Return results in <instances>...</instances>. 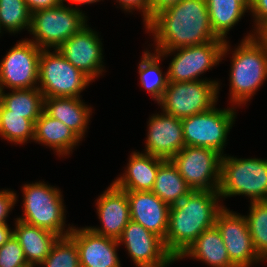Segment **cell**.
Instances as JSON below:
<instances>
[{"label":"cell","instance_id":"44dd1931","mask_svg":"<svg viewBox=\"0 0 267 267\" xmlns=\"http://www.w3.org/2000/svg\"><path fill=\"white\" fill-rule=\"evenodd\" d=\"M44 111L71 129L81 140L86 135L92 108L75 97L44 98Z\"/></svg>","mask_w":267,"mask_h":267},{"label":"cell","instance_id":"e575fe53","mask_svg":"<svg viewBox=\"0 0 267 267\" xmlns=\"http://www.w3.org/2000/svg\"><path fill=\"white\" fill-rule=\"evenodd\" d=\"M120 7L126 11L131 12L133 10L141 11L143 16V23L145 27L149 24V4L150 0H116Z\"/></svg>","mask_w":267,"mask_h":267},{"label":"cell","instance_id":"f1b7e54d","mask_svg":"<svg viewBox=\"0 0 267 267\" xmlns=\"http://www.w3.org/2000/svg\"><path fill=\"white\" fill-rule=\"evenodd\" d=\"M35 124L23 115L8 114V110L0 103V137L23 144L34 139Z\"/></svg>","mask_w":267,"mask_h":267},{"label":"cell","instance_id":"8fae6325","mask_svg":"<svg viewBox=\"0 0 267 267\" xmlns=\"http://www.w3.org/2000/svg\"><path fill=\"white\" fill-rule=\"evenodd\" d=\"M221 157L211 148L185 146L170 160L192 190L218 191Z\"/></svg>","mask_w":267,"mask_h":267},{"label":"cell","instance_id":"8992f818","mask_svg":"<svg viewBox=\"0 0 267 267\" xmlns=\"http://www.w3.org/2000/svg\"><path fill=\"white\" fill-rule=\"evenodd\" d=\"M73 6H66L63 2L55 8L34 12L29 31L34 36L29 40L41 50L58 49L72 35L87 25L85 13Z\"/></svg>","mask_w":267,"mask_h":267},{"label":"cell","instance_id":"8d00e7d4","mask_svg":"<svg viewBox=\"0 0 267 267\" xmlns=\"http://www.w3.org/2000/svg\"><path fill=\"white\" fill-rule=\"evenodd\" d=\"M182 0H150L149 23L160 13L172 8Z\"/></svg>","mask_w":267,"mask_h":267},{"label":"cell","instance_id":"277c9868","mask_svg":"<svg viewBox=\"0 0 267 267\" xmlns=\"http://www.w3.org/2000/svg\"><path fill=\"white\" fill-rule=\"evenodd\" d=\"M222 198L247 196L250 202L267 201V159L221 157L220 185Z\"/></svg>","mask_w":267,"mask_h":267},{"label":"cell","instance_id":"d6a6232c","mask_svg":"<svg viewBox=\"0 0 267 267\" xmlns=\"http://www.w3.org/2000/svg\"><path fill=\"white\" fill-rule=\"evenodd\" d=\"M22 247L13 235L0 247V267H28Z\"/></svg>","mask_w":267,"mask_h":267},{"label":"cell","instance_id":"ab89813d","mask_svg":"<svg viewBox=\"0 0 267 267\" xmlns=\"http://www.w3.org/2000/svg\"><path fill=\"white\" fill-rule=\"evenodd\" d=\"M14 235V230L8 224H0V247Z\"/></svg>","mask_w":267,"mask_h":267},{"label":"cell","instance_id":"e0dca14e","mask_svg":"<svg viewBox=\"0 0 267 267\" xmlns=\"http://www.w3.org/2000/svg\"><path fill=\"white\" fill-rule=\"evenodd\" d=\"M68 236L76 243L81 267H122L118 240L96 234L88 226H73Z\"/></svg>","mask_w":267,"mask_h":267},{"label":"cell","instance_id":"5b68a950","mask_svg":"<svg viewBox=\"0 0 267 267\" xmlns=\"http://www.w3.org/2000/svg\"><path fill=\"white\" fill-rule=\"evenodd\" d=\"M22 192L24 216L16 219L49 230L60 237L69 235L73 226L64 229L66 208L59 188L38 181L25 183Z\"/></svg>","mask_w":267,"mask_h":267},{"label":"cell","instance_id":"603a6c76","mask_svg":"<svg viewBox=\"0 0 267 267\" xmlns=\"http://www.w3.org/2000/svg\"><path fill=\"white\" fill-rule=\"evenodd\" d=\"M33 141L52 148L60 157L71 155L72 149L82 140L64 123L43 110L35 121Z\"/></svg>","mask_w":267,"mask_h":267},{"label":"cell","instance_id":"6da1fadb","mask_svg":"<svg viewBox=\"0 0 267 267\" xmlns=\"http://www.w3.org/2000/svg\"><path fill=\"white\" fill-rule=\"evenodd\" d=\"M145 29L154 37L155 50H173L222 40L213 32L206 0H182L157 15Z\"/></svg>","mask_w":267,"mask_h":267},{"label":"cell","instance_id":"74e56055","mask_svg":"<svg viewBox=\"0 0 267 267\" xmlns=\"http://www.w3.org/2000/svg\"><path fill=\"white\" fill-rule=\"evenodd\" d=\"M31 14L36 11L55 8L63 3V0H25Z\"/></svg>","mask_w":267,"mask_h":267},{"label":"cell","instance_id":"2e32d148","mask_svg":"<svg viewBox=\"0 0 267 267\" xmlns=\"http://www.w3.org/2000/svg\"><path fill=\"white\" fill-rule=\"evenodd\" d=\"M160 114L149 118L144 152L168 160L185 147L182 121L163 111Z\"/></svg>","mask_w":267,"mask_h":267},{"label":"cell","instance_id":"60d3db41","mask_svg":"<svg viewBox=\"0 0 267 267\" xmlns=\"http://www.w3.org/2000/svg\"><path fill=\"white\" fill-rule=\"evenodd\" d=\"M71 2V4H83V5H85V4H93V3H97V2H100L101 0H63V2Z\"/></svg>","mask_w":267,"mask_h":267},{"label":"cell","instance_id":"ffe728a7","mask_svg":"<svg viewBox=\"0 0 267 267\" xmlns=\"http://www.w3.org/2000/svg\"><path fill=\"white\" fill-rule=\"evenodd\" d=\"M164 160L134 151L129 157L125 172L112 183L123 191H152L159 165Z\"/></svg>","mask_w":267,"mask_h":267},{"label":"cell","instance_id":"3957f363","mask_svg":"<svg viewBox=\"0 0 267 267\" xmlns=\"http://www.w3.org/2000/svg\"><path fill=\"white\" fill-rule=\"evenodd\" d=\"M248 33L232 51L230 102L243 105L251 100L267 78V49Z\"/></svg>","mask_w":267,"mask_h":267},{"label":"cell","instance_id":"d4e9b609","mask_svg":"<svg viewBox=\"0 0 267 267\" xmlns=\"http://www.w3.org/2000/svg\"><path fill=\"white\" fill-rule=\"evenodd\" d=\"M206 4L213 32L224 41L244 13L250 12L249 0H206Z\"/></svg>","mask_w":267,"mask_h":267},{"label":"cell","instance_id":"f546056e","mask_svg":"<svg viewBox=\"0 0 267 267\" xmlns=\"http://www.w3.org/2000/svg\"><path fill=\"white\" fill-rule=\"evenodd\" d=\"M32 14L25 0H0V30L15 33L31 28Z\"/></svg>","mask_w":267,"mask_h":267},{"label":"cell","instance_id":"cb8c5ba5","mask_svg":"<svg viewBox=\"0 0 267 267\" xmlns=\"http://www.w3.org/2000/svg\"><path fill=\"white\" fill-rule=\"evenodd\" d=\"M185 257L200 260L211 267H235L216 226L204 230L176 261Z\"/></svg>","mask_w":267,"mask_h":267},{"label":"cell","instance_id":"ac0fdd59","mask_svg":"<svg viewBox=\"0 0 267 267\" xmlns=\"http://www.w3.org/2000/svg\"><path fill=\"white\" fill-rule=\"evenodd\" d=\"M101 227L89 226L94 233L118 240L130 218L127 192L111 183L96 200Z\"/></svg>","mask_w":267,"mask_h":267},{"label":"cell","instance_id":"4fadbf2b","mask_svg":"<svg viewBox=\"0 0 267 267\" xmlns=\"http://www.w3.org/2000/svg\"><path fill=\"white\" fill-rule=\"evenodd\" d=\"M215 226L235 267H252L253 264L264 261L254 247L244 215L232 212L224 206L216 217Z\"/></svg>","mask_w":267,"mask_h":267},{"label":"cell","instance_id":"d590c367","mask_svg":"<svg viewBox=\"0 0 267 267\" xmlns=\"http://www.w3.org/2000/svg\"><path fill=\"white\" fill-rule=\"evenodd\" d=\"M250 12L254 19L255 30L261 23L267 20V0H249Z\"/></svg>","mask_w":267,"mask_h":267},{"label":"cell","instance_id":"1f68e13d","mask_svg":"<svg viewBox=\"0 0 267 267\" xmlns=\"http://www.w3.org/2000/svg\"><path fill=\"white\" fill-rule=\"evenodd\" d=\"M40 267H81L76 243L69 237H60Z\"/></svg>","mask_w":267,"mask_h":267},{"label":"cell","instance_id":"9a60e30c","mask_svg":"<svg viewBox=\"0 0 267 267\" xmlns=\"http://www.w3.org/2000/svg\"><path fill=\"white\" fill-rule=\"evenodd\" d=\"M98 34L89 25H85L58 48L66 60L92 81L106 71L102 42Z\"/></svg>","mask_w":267,"mask_h":267},{"label":"cell","instance_id":"9c48e42d","mask_svg":"<svg viewBox=\"0 0 267 267\" xmlns=\"http://www.w3.org/2000/svg\"><path fill=\"white\" fill-rule=\"evenodd\" d=\"M219 81L197 80L168 82L158 105L163 112L178 119L212 109L218 101Z\"/></svg>","mask_w":267,"mask_h":267},{"label":"cell","instance_id":"836d02e7","mask_svg":"<svg viewBox=\"0 0 267 267\" xmlns=\"http://www.w3.org/2000/svg\"><path fill=\"white\" fill-rule=\"evenodd\" d=\"M16 195L10 189L0 190V224H7V217L17 202Z\"/></svg>","mask_w":267,"mask_h":267},{"label":"cell","instance_id":"52a82bcc","mask_svg":"<svg viewBox=\"0 0 267 267\" xmlns=\"http://www.w3.org/2000/svg\"><path fill=\"white\" fill-rule=\"evenodd\" d=\"M229 41L214 40L196 46L181 47L173 50H155L162 58L175 54L170 61L168 82H190L202 79L200 75L218 65L230 51ZM176 52V53H175ZM201 77V79H199Z\"/></svg>","mask_w":267,"mask_h":267},{"label":"cell","instance_id":"d6986e66","mask_svg":"<svg viewBox=\"0 0 267 267\" xmlns=\"http://www.w3.org/2000/svg\"><path fill=\"white\" fill-rule=\"evenodd\" d=\"M131 220L165 240L170 206L152 191H126Z\"/></svg>","mask_w":267,"mask_h":267},{"label":"cell","instance_id":"7402d4cb","mask_svg":"<svg viewBox=\"0 0 267 267\" xmlns=\"http://www.w3.org/2000/svg\"><path fill=\"white\" fill-rule=\"evenodd\" d=\"M14 224V236L23 249L27 263L29 266L41 265L60 236L19 219Z\"/></svg>","mask_w":267,"mask_h":267},{"label":"cell","instance_id":"4316f807","mask_svg":"<svg viewBox=\"0 0 267 267\" xmlns=\"http://www.w3.org/2000/svg\"><path fill=\"white\" fill-rule=\"evenodd\" d=\"M0 103L8 114L23 115L34 124L44 110V97L38 88L13 89L11 93L0 91Z\"/></svg>","mask_w":267,"mask_h":267},{"label":"cell","instance_id":"83f0119b","mask_svg":"<svg viewBox=\"0 0 267 267\" xmlns=\"http://www.w3.org/2000/svg\"><path fill=\"white\" fill-rule=\"evenodd\" d=\"M147 50L143 52L138 66L141 85L145 88L152 99L157 103L162 99L168 84L167 73L162 74L160 67L162 56L154 50V53Z\"/></svg>","mask_w":267,"mask_h":267},{"label":"cell","instance_id":"ba28073f","mask_svg":"<svg viewBox=\"0 0 267 267\" xmlns=\"http://www.w3.org/2000/svg\"><path fill=\"white\" fill-rule=\"evenodd\" d=\"M38 89L44 98L75 97L93 82L81 70L75 68L64 56L54 49L42 50L39 57Z\"/></svg>","mask_w":267,"mask_h":267},{"label":"cell","instance_id":"484cf974","mask_svg":"<svg viewBox=\"0 0 267 267\" xmlns=\"http://www.w3.org/2000/svg\"><path fill=\"white\" fill-rule=\"evenodd\" d=\"M191 191L170 159L164 160L159 165L152 192L162 201L169 206L175 205Z\"/></svg>","mask_w":267,"mask_h":267},{"label":"cell","instance_id":"7c38bea8","mask_svg":"<svg viewBox=\"0 0 267 267\" xmlns=\"http://www.w3.org/2000/svg\"><path fill=\"white\" fill-rule=\"evenodd\" d=\"M0 61V91L38 88L41 49L29 40L16 42Z\"/></svg>","mask_w":267,"mask_h":267},{"label":"cell","instance_id":"30bf717a","mask_svg":"<svg viewBox=\"0 0 267 267\" xmlns=\"http://www.w3.org/2000/svg\"><path fill=\"white\" fill-rule=\"evenodd\" d=\"M236 107L218 109L214 106L208 111L181 119L185 146L211 148L223 156L227 135L235 122Z\"/></svg>","mask_w":267,"mask_h":267},{"label":"cell","instance_id":"7a4b0ae2","mask_svg":"<svg viewBox=\"0 0 267 267\" xmlns=\"http://www.w3.org/2000/svg\"><path fill=\"white\" fill-rule=\"evenodd\" d=\"M220 199L218 191L192 190L180 202L170 206L164 243L175 260L204 230L215 226L216 217L225 206Z\"/></svg>","mask_w":267,"mask_h":267},{"label":"cell","instance_id":"5bb4252c","mask_svg":"<svg viewBox=\"0 0 267 267\" xmlns=\"http://www.w3.org/2000/svg\"><path fill=\"white\" fill-rule=\"evenodd\" d=\"M118 243L125 245L136 267H168L176 261L163 239L133 220L124 228Z\"/></svg>","mask_w":267,"mask_h":267},{"label":"cell","instance_id":"f35d334b","mask_svg":"<svg viewBox=\"0 0 267 267\" xmlns=\"http://www.w3.org/2000/svg\"><path fill=\"white\" fill-rule=\"evenodd\" d=\"M253 37L267 49V20L254 30Z\"/></svg>","mask_w":267,"mask_h":267},{"label":"cell","instance_id":"4dcf8cb0","mask_svg":"<svg viewBox=\"0 0 267 267\" xmlns=\"http://www.w3.org/2000/svg\"><path fill=\"white\" fill-rule=\"evenodd\" d=\"M245 218L257 253L267 261V201L250 202Z\"/></svg>","mask_w":267,"mask_h":267}]
</instances>
